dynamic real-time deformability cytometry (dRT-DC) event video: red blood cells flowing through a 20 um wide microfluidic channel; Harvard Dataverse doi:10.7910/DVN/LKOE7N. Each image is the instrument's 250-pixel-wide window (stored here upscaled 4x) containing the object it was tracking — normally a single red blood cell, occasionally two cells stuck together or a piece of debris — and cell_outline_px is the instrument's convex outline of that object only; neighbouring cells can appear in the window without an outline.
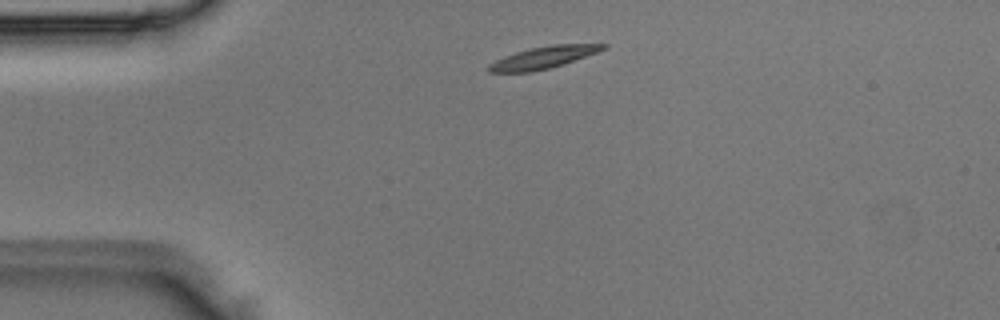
{"species": "Egyptian fruit bat (a non-hibernating species)", "species_latin": "Rousettus aegyptiacus", "temperature_condition": "room temperature", "stored_images_in_passage": 2, "camera_frame_rate_fps": 3000, "um_per_image_px": 0.085, "animal": {"sex": "male"}, "frame": {"image": 1, "passage_image": 1, "time_ms": 0.0, "image_size_px": [1000, 320], "cell_outline_px": [[608, 48], [564, 64], [532, 72], [488, 72], [488, 64], [504, 56], [528, 48], [552, 44], [608, 44]], "centroid_in_image_um": [46.19, 4.88], "position_along_channel_um": 38.8, "area_um2": 14.68}}